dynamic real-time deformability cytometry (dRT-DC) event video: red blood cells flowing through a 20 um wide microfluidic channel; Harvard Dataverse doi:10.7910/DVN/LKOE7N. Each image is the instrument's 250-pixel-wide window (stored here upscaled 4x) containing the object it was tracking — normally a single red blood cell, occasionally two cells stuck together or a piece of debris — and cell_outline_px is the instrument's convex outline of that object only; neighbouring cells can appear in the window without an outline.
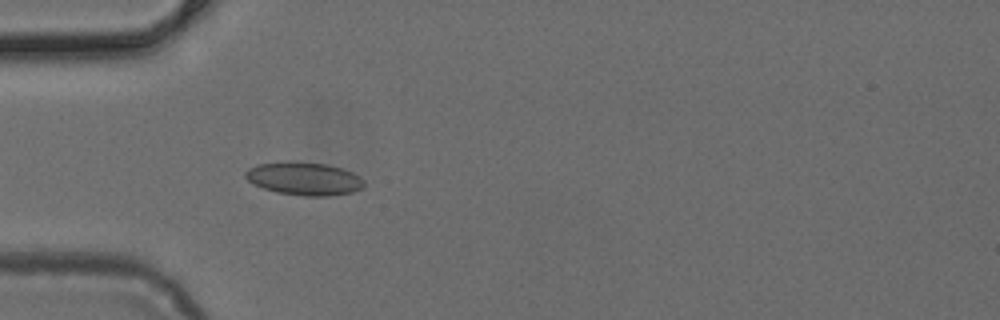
{"species": "common noctule bat (a hibernating species)", "species_latin": "Nyctalus noctula", "temperature_condition": "cold", "stored_images_in_passage": 4, "camera_frame_rate_fps": 3000, "um_per_image_px": 0.085, "animal": {"sex": "female", "body_mass_g": 24.6, "forearm_length_mm": 56.2}, "frame": {"image": 1, "passage_image": 4, "time_ms": 1.0, "image_size_px": [1000, 320], "cell_outline_px": [[364, 184], [360, 188], [352, 192], [328, 196], [304, 196], [276, 192], [264, 188], [248, 180], [244, 176], [244, 172], [248, 168], [256, 164], [288, 160], [292, 160], [328, 164], [352, 172], [360, 176], [364, 180]], "centroid_in_image_um": [25.82, 15.16], "position_along_channel_um": 59.2, "area_um2": 23.06}}